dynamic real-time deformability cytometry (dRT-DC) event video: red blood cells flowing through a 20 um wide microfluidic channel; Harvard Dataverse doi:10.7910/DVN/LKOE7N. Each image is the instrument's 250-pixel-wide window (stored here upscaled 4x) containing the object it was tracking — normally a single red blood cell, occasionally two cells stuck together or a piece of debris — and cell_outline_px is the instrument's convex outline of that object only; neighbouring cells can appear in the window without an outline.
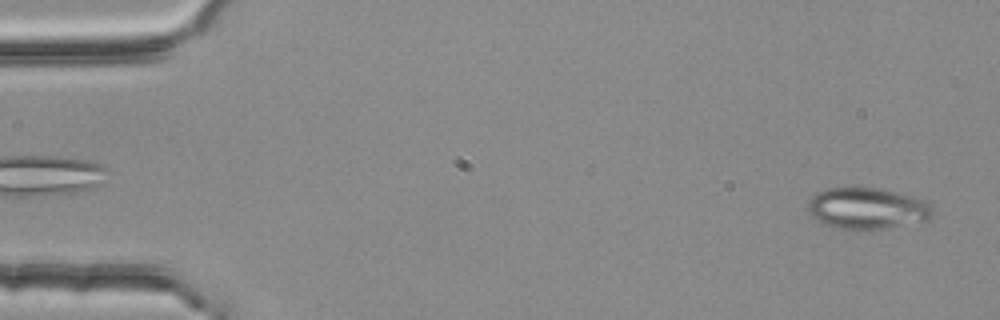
{"species": "common noctule bat (a hibernating species)", "species_latin": "Nyctalus noctula", "temperature_condition": "room temperature", "stored_images_in_passage": 3, "camera_frame_rate_fps": 3000, "um_per_image_px": 0.085, "animal": {"sex": "female", "body_mass_g": 25.1}, "frame": {"image": 1, "passage_image": 3, "time_ms": 0.667, "image_size_px": [1000, 320], "cell_outline_px": [[932, 212], [928, 220], [872, 232], [836, 228], [820, 224], [808, 212], [808, 200], [816, 192], [828, 188], [880, 188], [928, 200], [932, 208]], "centroid_in_image_um": [73.7, 17.75], "position_along_channel_um": 11.3, "area_um2": 30.92}}